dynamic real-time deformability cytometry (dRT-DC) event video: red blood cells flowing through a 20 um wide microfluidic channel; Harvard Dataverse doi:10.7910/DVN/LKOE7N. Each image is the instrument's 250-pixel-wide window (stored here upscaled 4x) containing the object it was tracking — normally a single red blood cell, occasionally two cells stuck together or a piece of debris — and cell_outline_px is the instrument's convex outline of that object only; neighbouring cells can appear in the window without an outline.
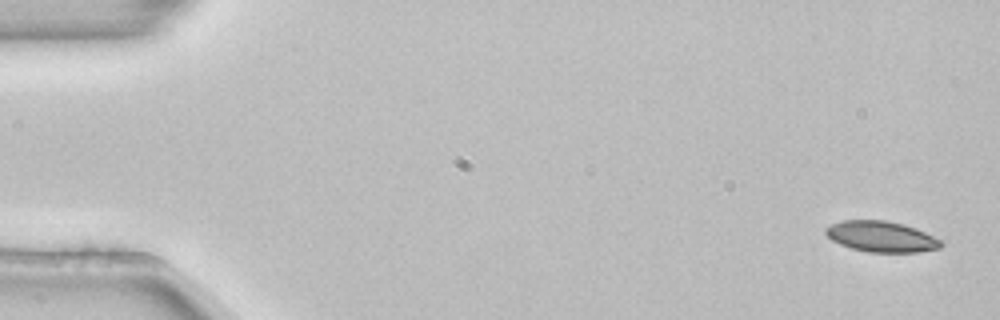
{"species": "common noctule bat (a hibernating species)", "species_latin": "Nyctalus noctula", "temperature_condition": "room temperature", "stored_images_in_passage": 2, "camera_frame_rate_fps": 3000, "um_per_image_px": 0.085, "animal": {"sex": "female", "body_mass_g": 22.7, "forearm_length_mm": 54.2}, "frame": {"image": 1, "passage_image": 2, "time_ms": 0.333, "image_size_px": [1000, 320], "cell_outline_px": [[944, 244], [940, 248], [920, 252], [868, 252], [852, 248], [840, 244], [832, 240], [824, 232], [824, 228], [840, 220], [884, 220], [904, 224], [916, 228], [940, 240]], "centroid_in_image_um": [74.9, 20.1], "position_along_channel_um": 10.1, "area_um2": 20.69}}